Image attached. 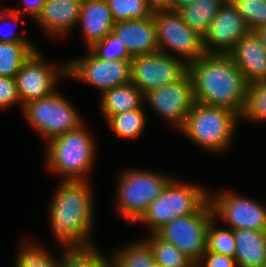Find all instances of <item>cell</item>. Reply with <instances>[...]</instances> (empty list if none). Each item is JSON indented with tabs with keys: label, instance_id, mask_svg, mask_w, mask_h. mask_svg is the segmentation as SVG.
<instances>
[{
	"label": "cell",
	"instance_id": "cell-1",
	"mask_svg": "<svg viewBox=\"0 0 266 267\" xmlns=\"http://www.w3.org/2000/svg\"><path fill=\"white\" fill-rule=\"evenodd\" d=\"M195 101L242 115L248 83L228 54H204L188 64Z\"/></svg>",
	"mask_w": 266,
	"mask_h": 267
},
{
	"label": "cell",
	"instance_id": "cell-2",
	"mask_svg": "<svg viewBox=\"0 0 266 267\" xmlns=\"http://www.w3.org/2000/svg\"><path fill=\"white\" fill-rule=\"evenodd\" d=\"M87 181H64L50 206L54 234L67 249L90 246L92 202Z\"/></svg>",
	"mask_w": 266,
	"mask_h": 267
},
{
	"label": "cell",
	"instance_id": "cell-3",
	"mask_svg": "<svg viewBox=\"0 0 266 267\" xmlns=\"http://www.w3.org/2000/svg\"><path fill=\"white\" fill-rule=\"evenodd\" d=\"M236 118L229 109L196 102L181 130L200 147L220 152L230 145Z\"/></svg>",
	"mask_w": 266,
	"mask_h": 267
},
{
	"label": "cell",
	"instance_id": "cell-4",
	"mask_svg": "<svg viewBox=\"0 0 266 267\" xmlns=\"http://www.w3.org/2000/svg\"><path fill=\"white\" fill-rule=\"evenodd\" d=\"M48 165L65 177L63 181H85L93 161L94 143L82 125L49 140Z\"/></svg>",
	"mask_w": 266,
	"mask_h": 267
},
{
	"label": "cell",
	"instance_id": "cell-5",
	"mask_svg": "<svg viewBox=\"0 0 266 267\" xmlns=\"http://www.w3.org/2000/svg\"><path fill=\"white\" fill-rule=\"evenodd\" d=\"M172 179L138 220L148 223L153 233L177 217L196 213L209 200L199 187L177 184Z\"/></svg>",
	"mask_w": 266,
	"mask_h": 267
},
{
	"label": "cell",
	"instance_id": "cell-6",
	"mask_svg": "<svg viewBox=\"0 0 266 267\" xmlns=\"http://www.w3.org/2000/svg\"><path fill=\"white\" fill-rule=\"evenodd\" d=\"M213 218L215 219L208 200L196 213L175 218L164 224L155 234L197 264L202 261L206 252L207 231Z\"/></svg>",
	"mask_w": 266,
	"mask_h": 267
},
{
	"label": "cell",
	"instance_id": "cell-7",
	"mask_svg": "<svg viewBox=\"0 0 266 267\" xmlns=\"http://www.w3.org/2000/svg\"><path fill=\"white\" fill-rule=\"evenodd\" d=\"M171 179L151 171L131 170L121 175L119 210L126 220L138 221Z\"/></svg>",
	"mask_w": 266,
	"mask_h": 267
},
{
	"label": "cell",
	"instance_id": "cell-8",
	"mask_svg": "<svg viewBox=\"0 0 266 267\" xmlns=\"http://www.w3.org/2000/svg\"><path fill=\"white\" fill-rule=\"evenodd\" d=\"M31 124L47 138L78 129L82 123L74 108L55 91L23 106Z\"/></svg>",
	"mask_w": 266,
	"mask_h": 267
},
{
	"label": "cell",
	"instance_id": "cell-9",
	"mask_svg": "<svg viewBox=\"0 0 266 267\" xmlns=\"http://www.w3.org/2000/svg\"><path fill=\"white\" fill-rule=\"evenodd\" d=\"M165 52L131 59V82L143 93L177 82L188 73V63Z\"/></svg>",
	"mask_w": 266,
	"mask_h": 267
},
{
	"label": "cell",
	"instance_id": "cell-10",
	"mask_svg": "<svg viewBox=\"0 0 266 267\" xmlns=\"http://www.w3.org/2000/svg\"><path fill=\"white\" fill-rule=\"evenodd\" d=\"M152 16L156 25L159 52H164V46L172 48L184 58L188 57V64L205 54L202 36L190 28L177 11H157Z\"/></svg>",
	"mask_w": 266,
	"mask_h": 267
},
{
	"label": "cell",
	"instance_id": "cell-11",
	"mask_svg": "<svg viewBox=\"0 0 266 267\" xmlns=\"http://www.w3.org/2000/svg\"><path fill=\"white\" fill-rule=\"evenodd\" d=\"M131 60H102L91 51L84 59L68 62L59 72L83 79L104 91L131 82Z\"/></svg>",
	"mask_w": 266,
	"mask_h": 267
},
{
	"label": "cell",
	"instance_id": "cell-12",
	"mask_svg": "<svg viewBox=\"0 0 266 267\" xmlns=\"http://www.w3.org/2000/svg\"><path fill=\"white\" fill-rule=\"evenodd\" d=\"M155 111L181 129L196 103L192 79L187 73L177 82L169 83L144 94Z\"/></svg>",
	"mask_w": 266,
	"mask_h": 267
},
{
	"label": "cell",
	"instance_id": "cell-13",
	"mask_svg": "<svg viewBox=\"0 0 266 267\" xmlns=\"http://www.w3.org/2000/svg\"><path fill=\"white\" fill-rule=\"evenodd\" d=\"M249 32L244 18L231 1L226 0L202 37L203 49L206 54H228ZM210 44L215 45L217 51Z\"/></svg>",
	"mask_w": 266,
	"mask_h": 267
},
{
	"label": "cell",
	"instance_id": "cell-14",
	"mask_svg": "<svg viewBox=\"0 0 266 267\" xmlns=\"http://www.w3.org/2000/svg\"><path fill=\"white\" fill-rule=\"evenodd\" d=\"M238 196L225 193L219 194L213 200L211 197L209 201L214 216L223 217L232 230L266 231V208L250 199Z\"/></svg>",
	"mask_w": 266,
	"mask_h": 267
},
{
	"label": "cell",
	"instance_id": "cell-15",
	"mask_svg": "<svg viewBox=\"0 0 266 267\" xmlns=\"http://www.w3.org/2000/svg\"><path fill=\"white\" fill-rule=\"evenodd\" d=\"M41 55L34 51L16 74L17 91L22 105L51 95L55 90L56 72L42 62Z\"/></svg>",
	"mask_w": 266,
	"mask_h": 267
},
{
	"label": "cell",
	"instance_id": "cell-16",
	"mask_svg": "<svg viewBox=\"0 0 266 267\" xmlns=\"http://www.w3.org/2000/svg\"><path fill=\"white\" fill-rule=\"evenodd\" d=\"M112 33L121 40L131 57L159 52L153 16L116 22Z\"/></svg>",
	"mask_w": 266,
	"mask_h": 267
},
{
	"label": "cell",
	"instance_id": "cell-17",
	"mask_svg": "<svg viewBox=\"0 0 266 267\" xmlns=\"http://www.w3.org/2000/svg\"><path fill=\"white\" fill-rule=\"evenodd\" d=\"M228 55L248 84L266 80V51L254 31L245 35Z\"/></svg>",
	"mask_w": 266,
	"mask_h": 267
},
{
	"label": "cell",
	"instance_id": "cell-18",
	"mask_svg": "<svg viewBox=\"0 0 266 267\" xmlns=\"http://www.w3.org/2000/svg\"><path fill=\"white\" fill-rule=\"evenodd\" d=\"M82 1L46 0L35 19L48 30L47 32L62 35L79 22Z\"/></svg>",
	"mask_w": 266,
	"mask_h": 267
},
{
	"label": "cell",
	"instance_id": "cell-19",
	"mask_svg": "<svg viewBox=\"0 0 266 267\" xmlns=\"http://www.w3.org/2000/svg\"><path fill=\"white\" fill-rule=\"evenodd\" d=\"M79 22L88 48L111 33L115 24L106 0H83Z\"/></svg>",
	"mask_w": 266,
	"mask_h": 267
},
{
	"label": "cell",
	"instance_id": "cell-20",
	"mask_svg": "<svg viewBox=\"0 0 266 267\" xmlns=\"http://www.w3.org/2000/svg\"><path fill=\"white\" fill-rule=\"evenodd\" d=\"M235 261L240 267H261L266 262V231L234 230Z\"/></svg>",
	"mask_w": 266,
	"mask_h": 267
},
{
	"label": "cell",
	"instance_id": "cell-21",
	"mask_svg": "<svg viewBox=\"0 0 266 267\" xmlns=\"http://www.w3.org/2000/svg\"><path fill=\"white\" fill-rule=\"evenodd\" d=\"M101 111L105 118L114 114L140 109L144 94L132 83L114 87L102 94Z\"/></svg>",
	"mask_w": 266,
	"mask_h": 267
},
{
	"label": "cell",
	"instance_id": "cell-22",
	"mask_svg": "<svg viewBox=\"0 0 266 267\" xmlns=\"http://www.w3.org/2000/svg\"><path fill=\"white\" fill-rule=\"evenodd\" d=\"M225 2L226 0H195L181 7L177 12L190 28L203 37Z\"/></svg>",
	"mask_w": 266,
	"mask_h": 267
},
{
	"label": "cell",
	"instance_id": "cell-23",
	"mask_svg": "<svg viewBox=\"0 0 266 267\" xmlns=\"http://www.w3.org/2000/svg\"><path fill=\"white\" fill-rule=\"evenodd\" d=\"M35 50L28 42H0V76L15 78Z\"/></svg>",
	"mask_w": 266,
	"mask_h": 267
},
{
	"label": "cell",
	"instance_id": "cell-24",
	"mask_svg": "<svg viewBox=\"0 0 266 267\" xmlns=\"http://www.w3.org/2000/svg\"><path fill=\"white\" fill-rule=\"evenodd\" d=\"M146 242L152 249L155 262L164 267H194L196 265L174 245L163 241L155 233Z\"/></svg>",
	"mask_w": 266,
	"mask_h": 267
},
{
	"label": "cell",
	"instance_id": "cell-25",
	"mask_svg": "<svg viewBox=\"0 0 266 267\" xmlns=\"http://www.w3.org/2000/svg\"><path fill=\"white\" fill-rule=\"evenodd\" d=\"M145 113L143 109L114 114L108 118L110 128L123 138H135L140 135L145 126Z\"/></svg>",
	"mask_w": 266,
	"mask_h": 267
},
{
	"label": "cell",
	"instance_id": "cell-26",
	"mask_svg": "<svg viewBox=\"0 0 266 267\" xmlns=\"http://www.w3.org/2000/svg\"><path fill=\"white\" fill-rule=\"evenodd\" d=\"M113 267H151L154 260L150 245L144 240L118 251L113 258Z\"/></svg>",
	"mask_w": 266,
	"mask_h": 267
},
{
	"label": "cell",
	"instance_id": "cell-27",
	"mask_svg": "<svg viewBox=\"0 0 266 267\" xmlns=\"http://www.w3.org/2000/svg\"><path fill=\"white\" fill-rule=\"evenodd\" d=\"M114 22L140 20L152 16L146 0H106Z\"/></svg>",
	"mask_w": 266,
	"mask_h": 267
},
{
	"label": "cell",
	"instance_id": "cell-28",
	"mask_svg": "<svg viewBox=\"0 0 266 267\" xmlns=\"http://www.w3.org/2000/svg\"><path fill=\"white\" fill-rule=\"evenodd\" d=\"M242 114L251 120H266V80L248 84Z\"/></svg>",
	"mask_w": 266,
	"mask_h": 267
},
{
	"label": "cell",
	"instance_id": "cell-29",
	"mask_svg": "<svg viewBox=\"0 0 266 267\" xmlns=\"http://www.w3.org/2000/svg\"><path fill=\"white\" fill-rule=\"evenodd\" d=\"M89 50L102 60H131L127 48L121 40L112 32L107 34L101 41L94 43Z\"/></svg>",
	"mask_w": 266,
	"mask_h": 267
},
{
	"label": "cell",
	"instance_id": "cell-30",
	"mask_svg": "<svg viewBox=\"0 0 266 267\" xmlns=\"http://www.w3.org/2000/svg\"><path fill=\"white\" fill-rule=\"evenodd\" d=\"M244 18L250 31L266 25V1L263 0H230Z\"/></svg>",
	"mask_w": 266,
	"mask_h": 267
},
{
	"label": "cell",
	"instance_id": "cell-31",
	"mask_svg": "<svg viewBox=\"0 0 266 267\" xmlns=\"http://www.w3.org/2000/svg\"><path fill=\"white\" fill-rule=\"evenodd\" d=\"M213 221L209 223L207 231L206 251L234 257L236 241L234 230L214 229Z\"/></svg>",
	"mask_w": 266,
	"mask_h": 267
},
{
	"label": "cell",
	"instance_id": "cell-32",
	"mask_svg": "<svg viewBox=\"0 0 266 267\" xmlns=\"http://www.w3.org/2000/svg\"><path fill=\"white\" fill-rule=\"evenodd\" d=\"M65 251V258L59 267H103L108 262L91 245Z\"/></svg>",
	"mask_w": 266,
	"mask_h": 267
},
{
	"label": "cell",
	"instance_id": "cell-33",
	"mask_svg": "<svg viewBox=\"0 0 266 267\" xmlns=\"http://www.w3.org/2000/svg\"><path fill=\"white\" fill-rule=\"evenodd\" d=\"M42 248L27 246L16 258V267H59Z\"/></svg>",
	"mask_w": 266,
	"mask_h": 267
},
{
	"label": "cell",
	"instance_id": "cell-34",
	"mask_svg": "<svg viewBox=\"0 0 266 267\" xmlns=\"http://www.w3.org/2000/svg\"><path fill=\"white\" fill-rule=\"evenodd\" d=\"M20 100L16 79L0 76V108L8 107Z\"/></svg>",
	"mask_w": 266,
	"mask_h": 267
},
{
	"label": "cell",
	"instance_id": "cell-35",
	"mask_svg": "<svg viewBox=\"0 0 266 267\" xmlns=\"http://www.w3.org/2000/svg\"><path fill=\"white\" fill-rule=\"evenodd\" d=\"M207 256V262L206 265L202 266V262L197 263V267H235V258L228 256V255H223V254H218L215 252H210L206 251L202 259H204Z\"/></svg>",
	"mask_w": 266,
	"mask_h": 267
},
{
	"label": "cell",
	"instance_id": "cell-36",
	"mask_svg": "<svg viewBox=\"0 0 266 267\" xmlns=\"http://www.w3.org/2000/svg\"><path fill=\"white\" fill-rule=\"evenodd\" d=\"M26 1V0H25ZM46 0H27L26 2H25V9H10L9 11V13L10 14H8V13H6V15H5V17L4 18H7L8 17V15H10L11 16V18H13L14 19V21L15 20H18L19 18H20V16L19 15H21V14H25V12H27L28 14H31L33 17H37V15L41 12V9H42V7H43V4H44V2H45Z\"/></svg>",
	"mask_w": 266,
	"mask_h": 267
},
{
	"label": "cell",
	"instance_id": "cell-37",
	"mask_svg": "<svg viewBox=\"0 0 266 267\" xmlns=\"http://www.w3.org/2000/svg\"><path fill=\"white\" fill-rule=\"evenodd\" d=\"M152 12L170 10L171 0H146Z\"/></svg>",
	"mask_w": 266,
	"mask_h": 267
},
{
	"label": "cell",
	"instance_id": "cell-38",
	"mask_svg": "<svg viewBox=\"0 0 266 267\" xmlns=\"http://www.w3.org/2000/svg\"><path fill=\"white\" fill-rule=\"evenodd\" d=\"M13 33H6L5 35H3L2 37H0V42H28L32 47L33 45L29 42L26 41V39L22 38L21 36H17V35H13Z\"/></svg>",
	"mask_w": 266,
	"mask_h": 267
},
{
	"label": "cell",
	"instance_id": "cell-39",
	"mask_svg": "<svg viewBox=\"0 0 266 267\" xmlns=\"http://www.w3.org/2000/svg\"><path fill=\"white\" fill-rule=\"evenodd\" d=\"M195 0H171L170 3V10L171 11H177L179 10L181 7L191 4L192 2H194Z\"/></svg>",
	"mask_w": 266,
	"mask_h": 267
},
{
	"label": "cell",
	"instance_id": "cell-40",
	"mask_svg": "<svg viewBox=\"0 0 266 267\" xmlns=\"http://www.w3.org/2000/svg\"><path fill=\"white\" fill-rule=\"evenodd\" d=\"M254 32L259 37L261 44L266 51V25L259 27Z\"/></svg>",
	"mask_w": 266,
	"mask_h": 267
},
{
	"label": "cell",
	"instance_id": "cell-41",
	"mask_svg": "<svg viewBox=\"0 0 266 267\" xmlns=\"http://www.w3.org/2000/svg\"><path fill=\"white\" fill-rule=\"evenodd\" d=\"M151 267H164V266L154 261Z\"/></svg>",
	"mask_w": 266,
	"mask_h": 267
},
{
	"label": "cell",
	"instance_id": "cell-42",
	"mask_svg": "<svg viewBox=\"0 0 266 267\" xmlns=\"http://www.w3.org/2000/svg\"><path fill=\"white\" fill-rule=\"evenodd\" d=\"M103 267H113V266L110 263L108 264L107 262Z\"/></svg>",
	"mask_w": 266,
	"mask_h": 267
},
{
	"label": "cell",
	"instance_id": "cell-43",
	"mask_svg": "<svg viewBox=\"0 0 266 267\" xmlns=\"http://www.w3.org/2000/svg\"><path fill=\"white\" fill-rule=\"evenodd\" d=\"M2 13V14H1ZM3 15V11L0 9V18L2 17H4V16H2Z\"/></svg>",
	"mask_w": 266,
	"mask_h": 267
}]
</instances>
